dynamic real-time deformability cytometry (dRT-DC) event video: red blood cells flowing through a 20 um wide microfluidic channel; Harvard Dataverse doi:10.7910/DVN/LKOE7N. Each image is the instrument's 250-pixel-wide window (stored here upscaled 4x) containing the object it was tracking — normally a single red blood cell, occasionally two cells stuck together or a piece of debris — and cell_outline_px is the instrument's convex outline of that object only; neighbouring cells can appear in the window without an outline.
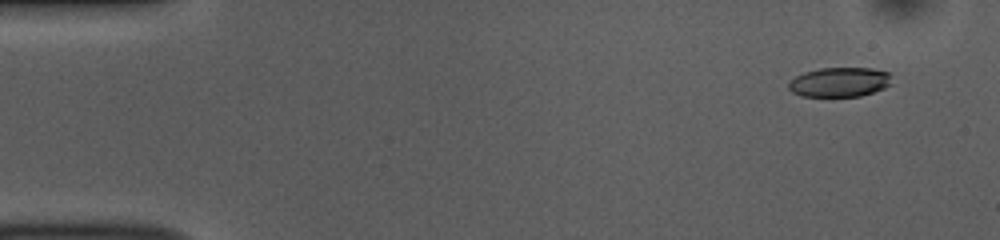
{"species": "common noctule bat (a hibernating species)", "species_latin": "Nyctalus noctula", "temperature_condition": "room temperature", "stored_images_in_passage": 54, "camera_frame_rate_fps": 3000, "um_per_image_px": 0.085, "animal": {"sex": "female", "body_mass_g": 10.0, "forearm_length_mm": 53.1}, "frame": {"image": 1, "passage_image": 4, "time_ms": 1.0, "image_size_px": [1000, 240], "cell_outline_px": [[892, 84], [884, 88], [860, 96], [800, 96], [792, 92], [788, 88], [788, 84], [796, 76], [804, 72], [820, 68], [872, 68], [888, 72]], "centroid_in_image_um": [71.36, 6.98], "position_along_channel_um": 13.6, "area_um2": 17.69}}
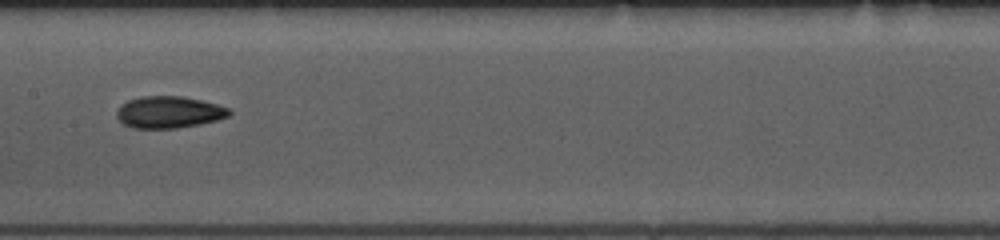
{"frame": {"image": 2, "passage_image": 27, "time_ms": 8.667, "image_size_px": [1000, 240], "cell_outline_px": [[232, 112], [228, 116], [216, 120], [200, 124], [176, 128], [132, 128], [124, 124], [116, 116], [116, 112], [120, 104], [128, 100], [140, 96], [184, 96], [216, 104], [228, 108]], "centroid_in_image_um": [14.33, 9.53], "position_along_channel_um": 193.1, "area_um2": 20.87}}
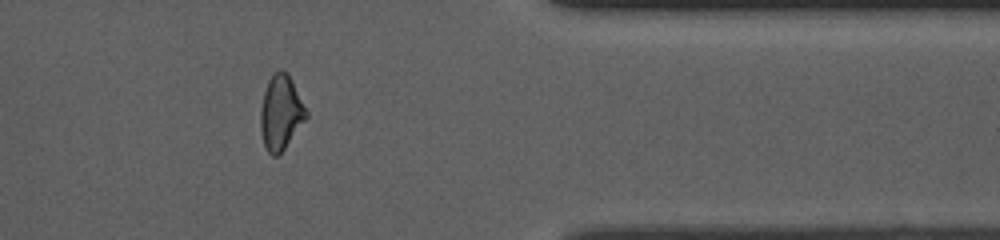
{"frame": {"image": 3, "passage_image": 44, "time_ms": 14.333, "image_size_px": [1000, 240], "cell_outline_px": [[308, 116], [284, 148], [276, 156], [272, 156], [264, 148], [260, 132], [260, 108], [264, 92], [268, 80], [272, 72], [280, 68], [288, 72], [308, 112]], "centroid_in_image_um": [23.84, 9.53], "position_along_channel_um": 387.6, "area_um2": 20.06}, "authors_computed_cell_mechanics": {"area_um2": 19.9988, "velocity_mm_per_s": 3.7418, "shape_relaxation_time_tau1_ms": 4.9314, "shape_relaxation_time_tau2_ms": 3.5339, "deformation_change_tau1": 0.1521, "deformation_change_tau2": 0.1083}}